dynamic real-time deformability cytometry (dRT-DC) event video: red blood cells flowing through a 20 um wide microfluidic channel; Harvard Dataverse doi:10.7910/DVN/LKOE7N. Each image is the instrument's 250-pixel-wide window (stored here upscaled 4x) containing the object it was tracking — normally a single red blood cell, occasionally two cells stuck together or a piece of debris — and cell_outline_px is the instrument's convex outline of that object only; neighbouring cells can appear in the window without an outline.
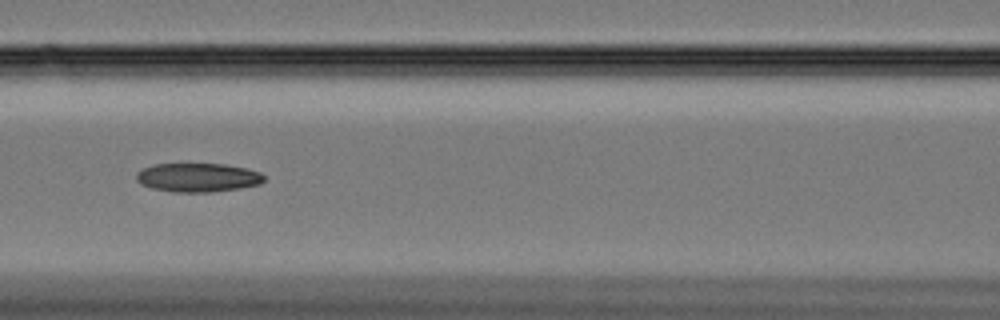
{"species": "Egyptian fruit bat (a non-hibernating species)", "species_latin": "Rousettus aegyptiacus", "temperature_condition": "cold", "stored_images_in_passage": 17, "camera_frame_rate_fps": 3000, "um_per_image_px": 0.085, "animal": {"sex": "female"}, "frame": {"image": 1, "passage_image": 12, "time_ms": 3.667, "image_size_px": [1000, 320], "cell_outline_px": [[264, 180], [260, 184], [240, 188], [208, 192], [172, 192], [152, 188], [140, 184], [136, 180], [136, 172], [144, 168], [156, 164], [224, 164], [248, 168], [260, 172], [264, 176]], "centroid_in_image_um": [16.81, 15.09], "position_along_channel_um": 149.8, "area_um2": 21.5}}
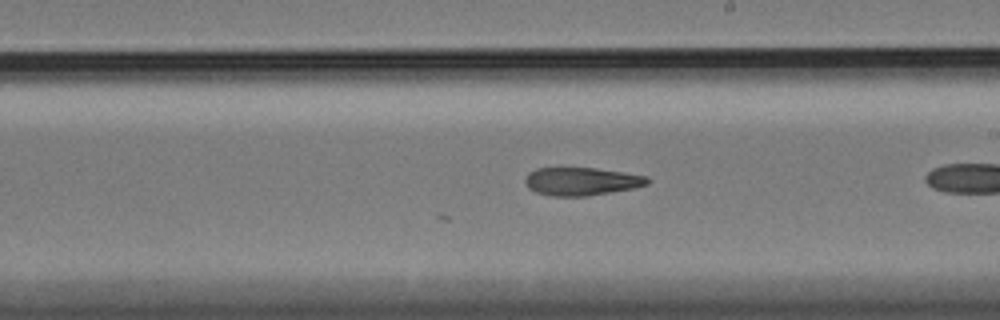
{"frame": {"image": 2, "passage_image": 17, "time_ms": 5.333, "image_size_px": [1000, 320], "cell_outline_px": [[648, 184], [632, 188], [588, 196], [552, 196], [536, 192], [528, 188], [524, 180], [528, 172], [536, 168], [596, 168], [648, 176]], "centroid_in_image_um": [49.38, 15.41], "position_along_channel_um": 239.6, "area_um2": 19.88}}